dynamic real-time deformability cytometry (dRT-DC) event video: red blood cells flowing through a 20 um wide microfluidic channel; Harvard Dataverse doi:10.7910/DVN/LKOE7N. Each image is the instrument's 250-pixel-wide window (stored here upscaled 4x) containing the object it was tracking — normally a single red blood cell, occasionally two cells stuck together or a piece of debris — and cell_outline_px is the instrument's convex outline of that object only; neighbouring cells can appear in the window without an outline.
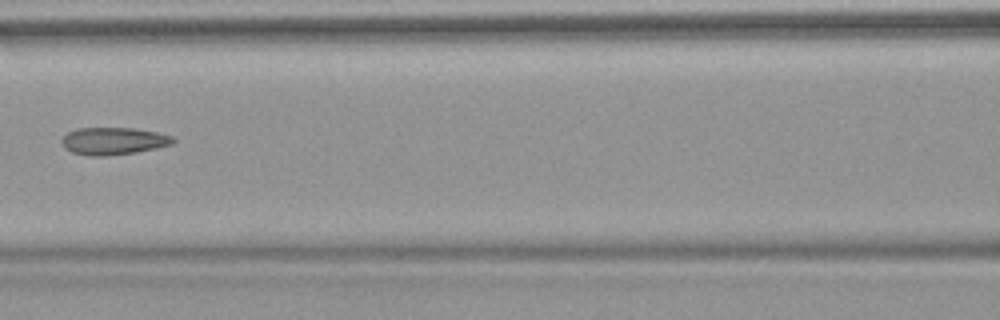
{"species": "common noctule bat (a hibernating species)", "species_latin": "Nyctalus noctula", "temperature_condition": "warm", "stored_images_in_passage": 7, "camera_frame_rate_fps": 3000, "um_per_image_px": 0.085, "animal": {"sex": "female", "body_mass_g": 18.4}, "frame": {"image": 1, "passage_image": 7, "time_ms": 7.0, "image_size_px": [1000, 320], "cell_outline_px": [[176, 140], [172, 144], [156, 148], [136, 152], [104, 156], [88, 156], [72, 152], [64, 148], [60, 140], [68, 132], [76, 128], [136, 128], [156, 132], [172, 136]], "centroid_in_image_um": [9.62, 11.98], "position_along_channel_um": 157.0, "area_um2": 17.8}}